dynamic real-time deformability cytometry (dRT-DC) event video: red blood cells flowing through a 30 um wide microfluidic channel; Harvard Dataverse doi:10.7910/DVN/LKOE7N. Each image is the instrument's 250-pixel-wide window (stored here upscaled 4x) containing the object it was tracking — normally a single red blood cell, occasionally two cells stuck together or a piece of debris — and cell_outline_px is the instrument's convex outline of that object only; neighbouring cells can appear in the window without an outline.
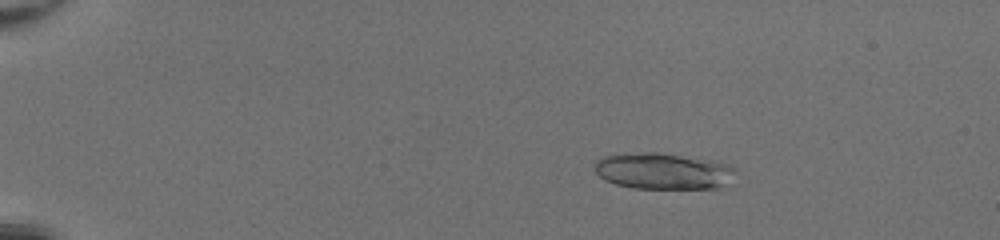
{"species": "common noctule bat (a hibernating species)", "species_latin": "Nyctalus noctula", "temperature_condition": "room temperature", "stored_images_in_passage": 51, "segment_of_instrument_passage": [1, 2], "camera_frame_rate_fps": 3000, "um_per_image_px": 0.085, "animal": {"sex": "female", "body_mass_g": 20.0, "forearm_length_mm": 54.0}, "frame": {"image": 1, "passage_image": 11, "time_ms": 3.333, "image_size_px": [1000, 240], "cell_outline_px": [[736, 172], [720, 188], [636, 188], [616, 184], [604, 180], [596, 172], [592, 164], [596, 160], [604, 156], [644, 152], [660, 152], [716, 160], [728, 164], [736, 168]], "centroid_in_image_um": [56.37, 14.53], "position_along_channel_um": 28.6, "area_um2": 29.94}}